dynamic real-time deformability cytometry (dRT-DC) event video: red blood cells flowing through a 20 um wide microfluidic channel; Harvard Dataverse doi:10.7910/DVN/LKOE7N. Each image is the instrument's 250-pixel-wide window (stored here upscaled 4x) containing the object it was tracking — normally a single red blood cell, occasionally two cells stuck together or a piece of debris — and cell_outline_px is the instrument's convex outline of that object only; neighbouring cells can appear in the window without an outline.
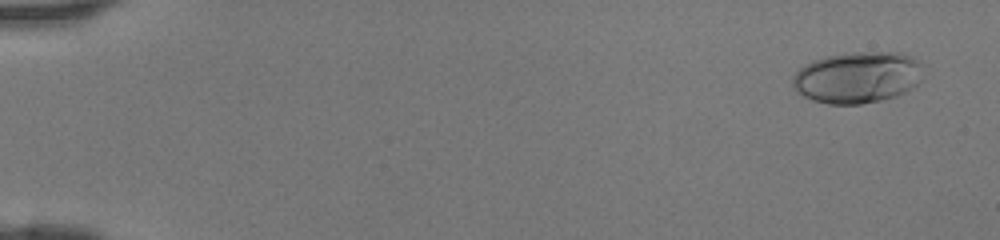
{"species": "human", "species_latin": "Homo sapiens", "temperature_condition": "room temperature", "stored_images_in_passage": 46, "camera_frame_rate_fps": 3000, "um_per_image_px": 0.085, "donor": {"sex": "female"}, "frame": {"image": 1, "passage_image": 3, "time_ms": 0.667, "image_size_px": [1000, 240], "cell_outline_px": [[920, 80], [912, 88], [896, 96], [880, 100], [860, 104], [828, 104], [812, 100], [796, 92], [792, 84], [792, 76], [804, 64], [812, 60], [824, 56], [852, 52], [900, 52], [916, 56], [920, 60]], "centroid_in_image_um": [72.86, 6.56], "position_along_channel_um": 12.1, "area_um2": 39.48}}
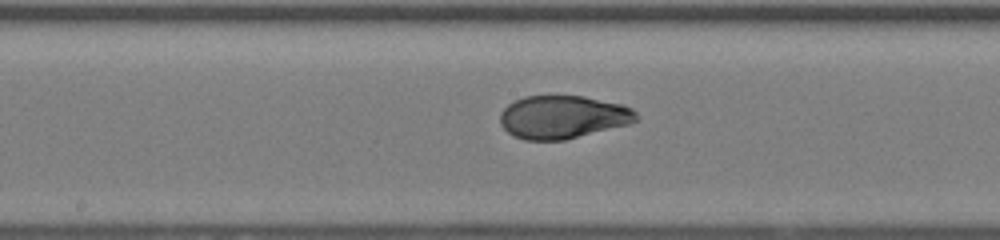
{"frame": {"image": 2, "passage_image": 26, "time_ms": 8.333, "image_size_px": [1000, 240], "cell_outline_px": [[640, 120], [628, 124], [564, 140], [524, 140], [512, 136], [500, 124], [500, 112], [508, 104], [524, 96], [584, 96], [624, 104], [632, 108], [640, 116]], "centroid_in_image_um": [47.86, 9.94], "position_along_channel_um": 200.3, "area_um2": 34.39}}
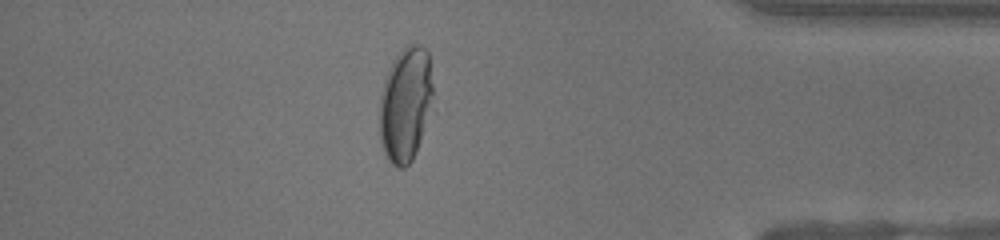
{"frame": {"image": 3, "passage_image": 41, "time_ms": 13.333, "image_size_px": [1000, 240], "cell_outline_px": [[432, 96], [428, 112], [420, 140], [416, 152], [412, 160], [404, 168], [396, 168], [384, 156], [380, 144], [380, 92], [384, 80], [396, 56], [408, 44], [420, 44], [428, 52], [432, 84]], "centroid_in_image_um": [34.43, 8.9], "position_along_channel_um": 400.8, "area_um2": 35.32}}